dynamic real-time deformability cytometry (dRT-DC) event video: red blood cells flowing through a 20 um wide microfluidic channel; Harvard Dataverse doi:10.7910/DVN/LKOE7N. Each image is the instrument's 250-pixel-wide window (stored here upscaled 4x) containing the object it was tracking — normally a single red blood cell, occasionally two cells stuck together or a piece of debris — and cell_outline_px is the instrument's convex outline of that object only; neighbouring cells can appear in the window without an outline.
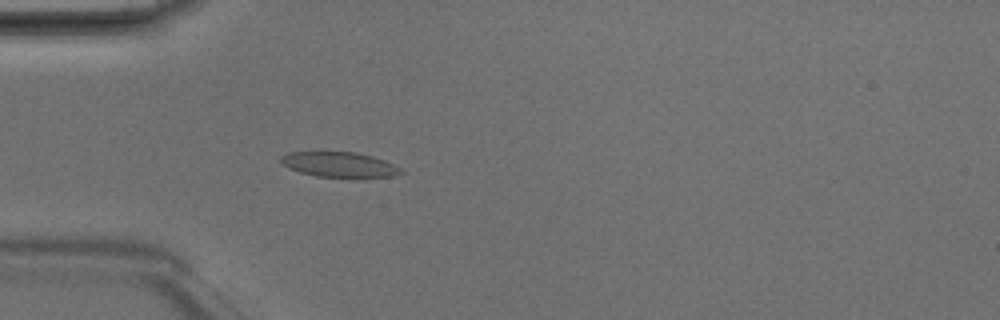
{"species": "Egyptian fruit bat (a non-hibernating species)", "species_latin": "Rousettus aegyptiacus", "temperature_condition": "room temperature", "stored_images_in_passage": 5, "camera_frame_rate_fps": 3000, "um_per_image_px": 0.085, "animal": {"sex": "male"}, "frame": {"image": 1, "passage_image": 5, "time_ms": 1.333, "image_size_px": [1000, 320], "cell_outline_px": [[404, 172], [392, 176], [316, 176], [300, 172], [288, 168], [280, 160], [280, 156], [288, 152], [356, 152], [372, 156], [384, 160], [400, 168]], "centroid_in_image_um": [28.79, 13.96], "position_along_channel_um": 56.2, "area_um2": 17.11}}